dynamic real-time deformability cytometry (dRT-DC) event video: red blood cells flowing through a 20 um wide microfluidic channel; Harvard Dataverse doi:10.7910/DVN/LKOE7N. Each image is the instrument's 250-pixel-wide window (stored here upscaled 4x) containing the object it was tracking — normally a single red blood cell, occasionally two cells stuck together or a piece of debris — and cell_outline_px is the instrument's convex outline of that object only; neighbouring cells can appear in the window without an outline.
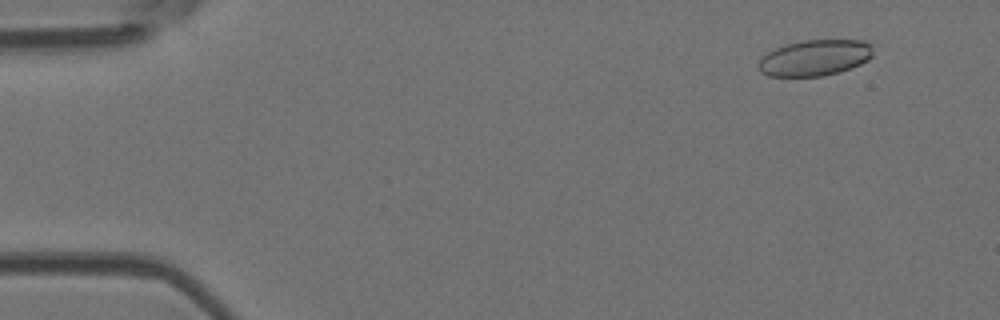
{"species": "Egyptian fruit bat (a non-hibernating species)", "species_latin": "Rousettus aegyptiacus", "temperature_condition": "room temperature", "stored_images_in_passage": 5, "camera_frame_rate_fps": 3000, "um_per_image_px": 0.085, "animal": {"sex": "female"}, "frame": {"image": 1, "passage_image": 2, "time_ms": 1.333, "image_size_px": [1000, 320], "cell_outline_px": [[872, 56], [868, 60], [860, 64], [840, 72], [820, 76], [768, 76], [760, 72], [756, 64], [768, 52], [784, 44], [800, 40], [864, 40], [872, 44]], "centroid_in_image_um": [69.25, 4.9], "position_along_channel_um": 15.7, "area_um2": 24.22}}